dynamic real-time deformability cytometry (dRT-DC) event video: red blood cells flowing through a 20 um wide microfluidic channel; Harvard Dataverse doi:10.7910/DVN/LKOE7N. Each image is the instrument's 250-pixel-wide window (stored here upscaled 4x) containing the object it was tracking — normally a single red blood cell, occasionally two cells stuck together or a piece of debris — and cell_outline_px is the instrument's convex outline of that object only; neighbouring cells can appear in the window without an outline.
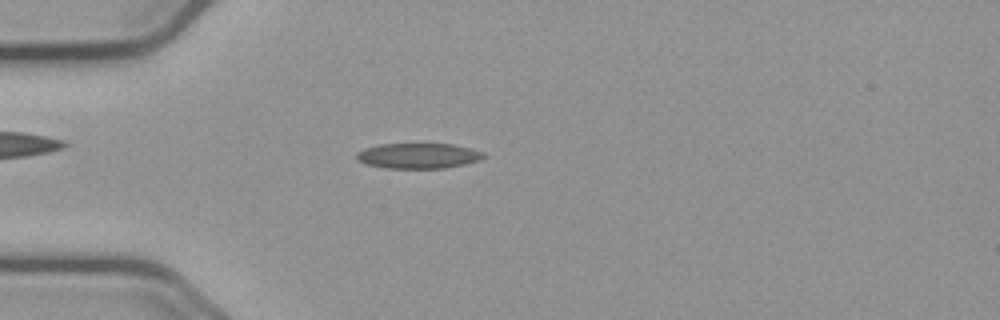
{"species": "common noctule bat (a hibernating species)", "species_latin": "Nyctalus noctula", "temperature_condition": "cold", "stored_images_in_passage": 55, "camera_frame_rate_fps": 3000, "um_per_image_px": 0.085, "animal": {"sex": "male", "body_mass_g": 23.1, "forearm_length_mm": 52.7}, "frame": {"image": 1, "passage_image": 15, "time_ms": 4.667, "image_size_px": [1000, 320], "cell_outline_px": [[488, 156], [480, 160], [464, 164], [444, 168], [384, 168], [364, 164], [356, 160], [356, 152], [364, 148], [380, 144], [452, 144], [472, 148], [484, 152]], "centroid_in_image_um": [35.55, 13.24], "position_along_channel_um": 49.5, "area_um2": 19.02}}
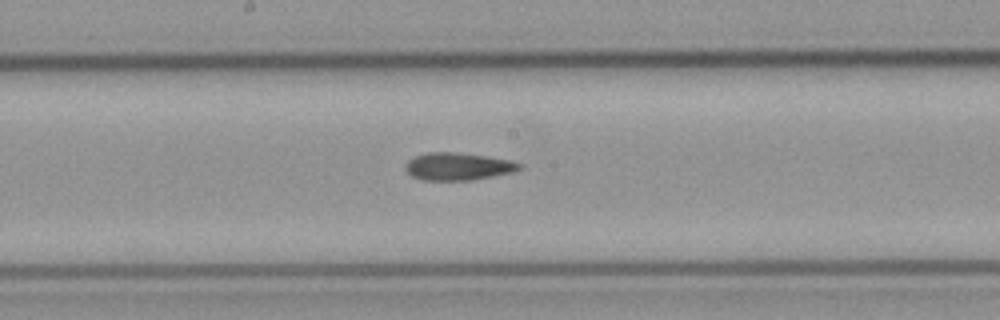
{"frame": {"image": 2, "passage_image": 29, "time_ms": 9.333, "image_size_px": [1000, 320], "cell_outline_px": [[524, 168], [512, 172], [472, 180], [420, 180], [412, 176], [404, 168], [404, 164], [408, 160], [416, 156], [428, 152], [452, 152], [484, 156], [512, 160], [524, 164]], "centroid_in_image_um": [38.94, 14.15], "position_along_channel_um": 209.3, "area_um2": 18.32}}
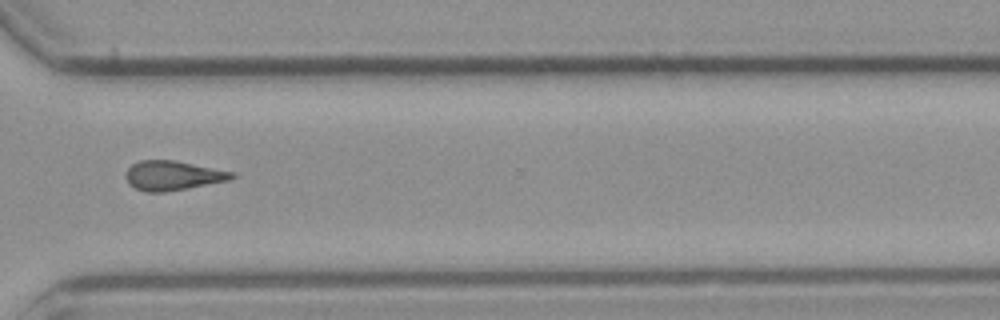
{"frame": {"image": 3, "passage_image": 41, "time_ms": 13.333, "image_size_px": [1000, 320], "cell_outline_px": [[236, 176], [232, 180], [188, 188], [164, 192], [144, 192], [128, 184], [124, 176], [128, 168], [132, 164], [140, 160], [172, 160], [236, 172]], "centroid_in_image_um": [14.7, 14.93], "position_along_channel_um": 355.9, "area_um2": 18.38}, "authors_computed_cell_mechanics": {"area_um2": 18.1492, "velocity_mm_per_s": 3.6832, "shape_relaxation_time_tau1_ms": null, "shape_relaxation_time_tau2_ms": 8.3915, "deformation_change_tau1": null, "deformation_change_tau2": 0.1992}}